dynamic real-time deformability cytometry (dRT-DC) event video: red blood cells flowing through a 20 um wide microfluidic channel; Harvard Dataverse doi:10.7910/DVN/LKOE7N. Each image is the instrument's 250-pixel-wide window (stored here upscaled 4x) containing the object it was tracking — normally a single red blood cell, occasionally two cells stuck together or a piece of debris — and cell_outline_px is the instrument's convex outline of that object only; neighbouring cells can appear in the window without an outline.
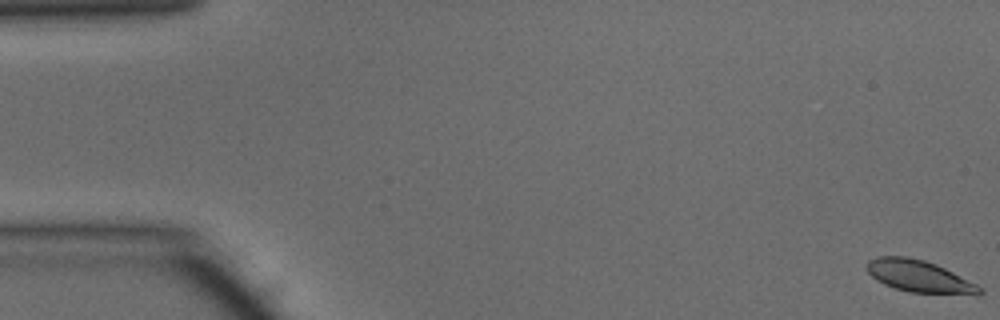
{"species": "common noctule bat (a hibernating species)", "species_latin": "Nyctalus noctula", "temperature_condition": "warm", "stored_images_in_passage": 50, "camera_frame_rate_fps": 3000, "um_per_image_px": 0.085, "animal": {"sex": "male", "body_mass_g": 15.6}, "frame": {"image": 1, "passage_image": 1, "time_ms": 0.0, "image_size_px": [1000, 320], "cell_outline_px": [[984, 292], [976, 296], [908, 292], [884, 284], [876, 280], [864, 268], [864, 264], [868, 260], [876, 256], [908, 256], [924, 260], [936, 264], [984, 288]], "centroid_in_image_um": [78.14, 23.5], "position_along_channel_um": 6.9, "area_um2": 21.5}}
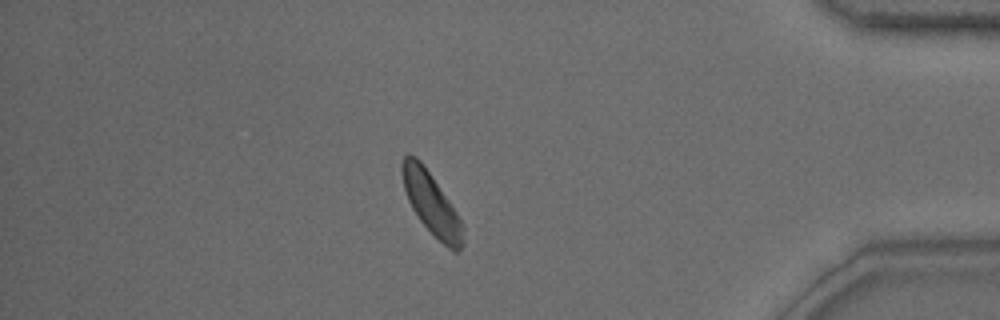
{"frame": {"image": 2, "passage_image": 43, "time_ms": 14.0, "image_size_px": [1000, 320], "cell_outline_px": [[464, 244], [460, 252], [452, 252], [420, 220], [412, 208], [408, 200], [404, 188], [400, 172], [400, 164], [404, 156], [408, 152], [416, 156], [420, 160], [456, 212], [464, 228]], "centroid_in_image_um": [36.65, 17.3], "position_along_channel_um": 398.5, "area_um2": 21.73}}
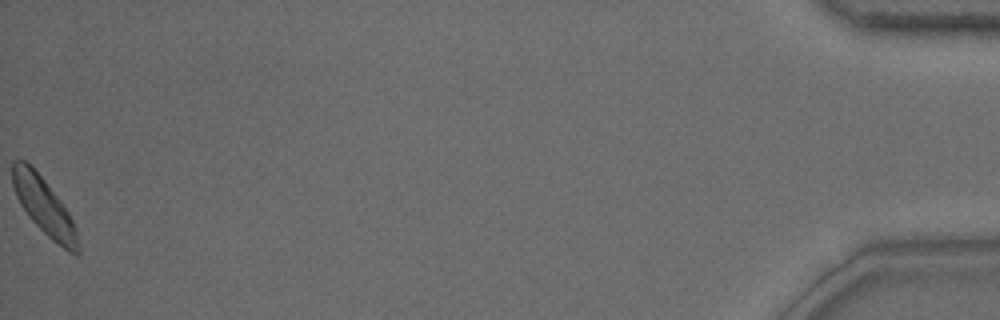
{"frame": {"image": 3, "passage_image": 50, "time_ms": 16.333, "image_size_px": [1000, 320], "cell_outline_px": [[80, 252], [76, 256], [68, 252], [52, 240], [28, 216], [20, 204], [16, 196], [12, 184], [12, 160], [24, 160], [44, 180], [60, 200], [68, 212], [76, 228], [80, 244]], "centroid_in_image_um": [3.76, 17.59], "position_along_channel_um": 431.4, "area_um2": 21.56}, "authors_computed_cell_mechanics": {"area_um2": 21.7617, "velocity_mm_per_s": 4.1064, "shape_relaxation_time_tau1_ms": 4.0424, "shape_relaxation_time_tau2_ms": 4.7973, "deformation_change_tau1": 0.1198, "deformation_change_tau2": 0.1134}}